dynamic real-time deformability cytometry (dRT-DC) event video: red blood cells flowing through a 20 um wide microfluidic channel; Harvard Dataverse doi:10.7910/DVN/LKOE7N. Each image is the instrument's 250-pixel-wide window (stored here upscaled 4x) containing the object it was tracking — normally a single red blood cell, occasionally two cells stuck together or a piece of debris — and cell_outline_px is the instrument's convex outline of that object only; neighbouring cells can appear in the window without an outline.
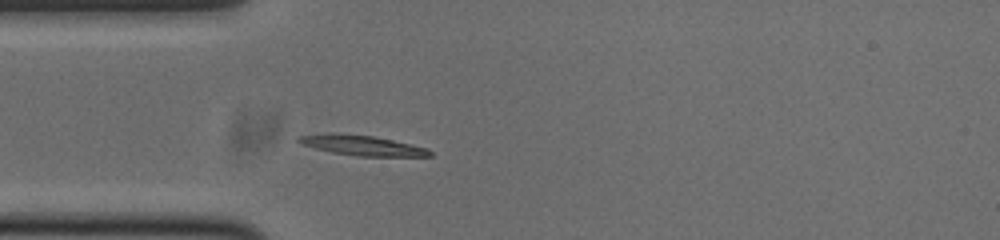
{"species": "common noctule bat (a hibernating species)", "species_latin": "Nyctalus noctula", "temperature_condition": "cold", "stored_images_in_passage": 40, "camera_frame_rate_fps": 3000, "um_per_image_px": 0.085, "animal": {"sex": "male", "body_mass_g": 20.0, "forearm_length_mm": 53.3}, "frame": {"image": 1, "passage_image": 1, "time_ms": 0.0, "image_size_px": [1000, 240], "cell_outline_px": [[432, 156], [356, 156], [332, 152], [300, 144], [296, 140], [296, 136], [328, 132], [332, 132], [372, 136], [392, 140], [428, 148], [432, 152]], "centroid_in_image_um": [30.71, 12.34], "position_along_channel_um": 54.3, "area_um2": 15.43}}
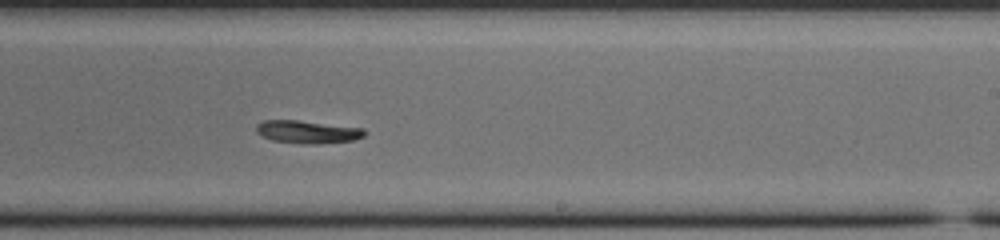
{"frame": {"image": 2, "passage_image": 18, "time_ms": 5.667, "image_size_px": [1000, 240], "cell_outline_px": [[368, 132], [364, 136], [352, 140], [316, 144], [304, 144], [272, 140], [260, 136], [256, 132], [256, 124], [264, 120], [296, 120], [364, 128]], "centroid_in_image_um": [26.12, 11.21], "position_along_channel_um": 262.9, "area_um2": 14.45}}
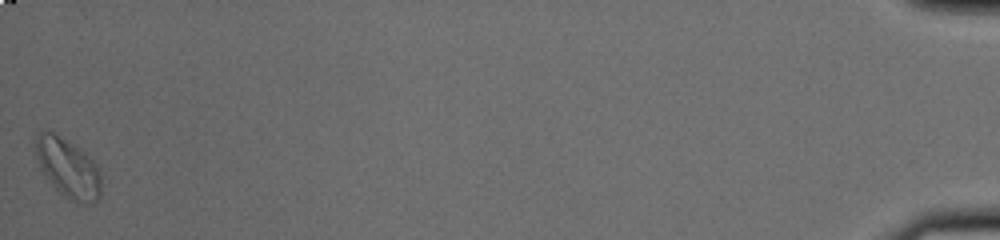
{"frame": {"image": 3, "passage_image": 40, "time_ms": 13.0, "image_size_px": [1000, 240], "cell_outline_px": [[100, 196], [96, 200], [88, 204], [80, 204], [68, 200], [44, 176], [40, 168], [36, 156], [36, 136], [40, 132], [52, 132], [80, 148], [96, 164], [100, 172]], "centroid_in_image_um": [5.79, 14.32], "position_along_channel_um": 429.4, "area_um2": 22.43}, "authors_computed_cell_mechanics": {"area_um2": 14.9413, "velocity_mm_per_s": 3.739, "shape_relaxation_time_tau1_ms": 1.789, "shape_relaxation_time_tau2_ms": null, "deformation_change_tau1": 0.1351, "deformation_change_tau2": null}}